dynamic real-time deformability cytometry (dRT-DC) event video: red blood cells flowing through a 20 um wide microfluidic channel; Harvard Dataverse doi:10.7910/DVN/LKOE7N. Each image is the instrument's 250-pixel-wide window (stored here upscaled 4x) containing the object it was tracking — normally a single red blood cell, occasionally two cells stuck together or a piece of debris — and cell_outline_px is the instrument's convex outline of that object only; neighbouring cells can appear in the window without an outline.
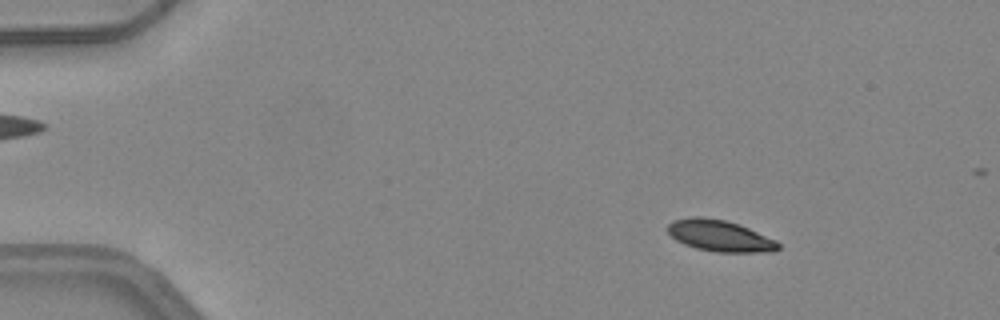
{"species": "common noctule bat (a hibernating species)", "species_latin": "Nyctalus noctula", "temperature_condition": "warm", "stored_images_in_passage": 16, "camera_frame_rate_fps": 3000, "um_per_image_px": 0.085, "animal": {"sex": "female", "body_mass_g": 24.6, "forearm_length_mm": 56.2}, "frame": {"image": 1, "passage_image": 7, "time_ms": 2.0, "image_size_px": [1000, 320], "cell_outline_px": [[780, 248], [772, 252], [716, 252], [696, 248], [684, 244], [676, 240], [668, 232], [668, 224], [672, 220], [692, 216], [700, 216], [724, 220], [748, 228], [776, 240], [780, 244]], "centroid_in_image_um": [61.17, 20.04], "position_along_channel_um": 23.8, "area_um2": 20.11}}